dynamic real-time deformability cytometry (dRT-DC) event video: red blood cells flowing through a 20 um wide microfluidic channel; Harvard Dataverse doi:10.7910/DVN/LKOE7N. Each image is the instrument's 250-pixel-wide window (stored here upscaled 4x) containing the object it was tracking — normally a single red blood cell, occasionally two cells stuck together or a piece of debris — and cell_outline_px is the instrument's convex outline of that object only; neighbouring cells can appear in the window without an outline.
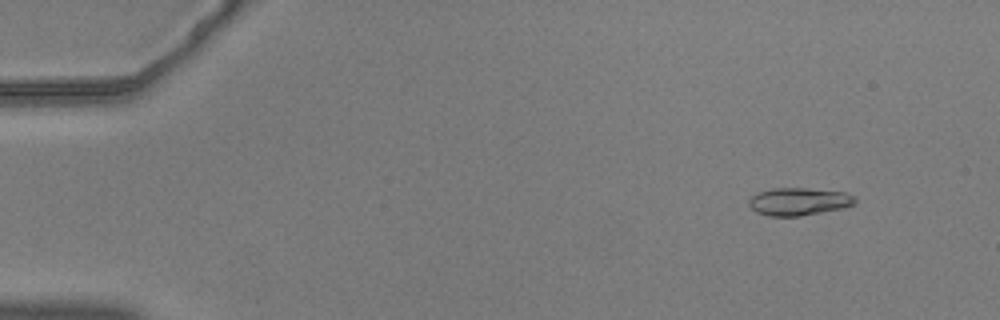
{"species": "common noctule bat (a hibernating species)", "species_latin": "Nyctalus noctula", "temperature_condition": "warm", "stored_images_in_passage": 19, "camera_frame_rate_fps": 3000, "um_per_image_px": 0.085, "animal": {"sex": "male", "body_mass_g": 20.5, "forearm_length_mm": 52.5}, "frame": {"image": 1, "passage_image": 6, "time_ms": 1.667, "image_size_px": [1000, 320], "cell_outline_px": [[856, 204], [844, 208], [800, 216], [768, 216], [756, 212], [748, 204], [748, 200], [756, 192], [772, 188], [808, 188], [844, 192], [856, 196]], "centroid_in_image_um": [67.9, 17.13], "position_along_channel_um": 17.1, "area_um2": 17.34}}
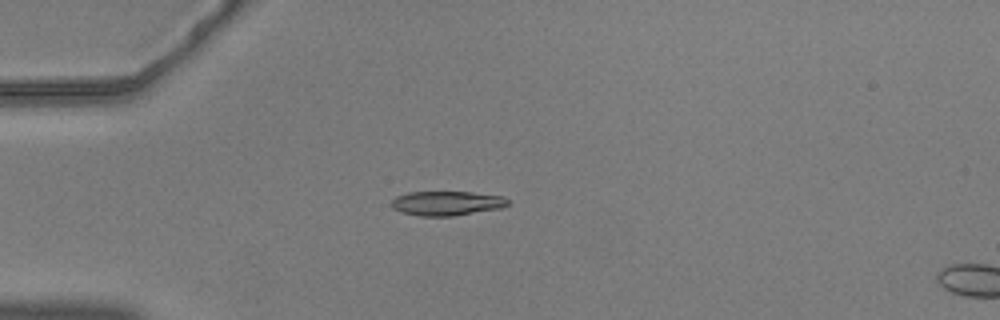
{"frame": {"image": 2, "passage_image": 16, "time_ms": 5.0, "image_size_px": [1000, 320], "cell_outline_px": [[508, 204], [500, 208], [452, 216], [420, 216], [400, 212], [392, 208], [392, 200], [396, 196], [408, 192], [472, 192], [504, 196], [508, 200]], "centroid_in_image_um": [37.95, 17.27], "position_along_channel_um": 47.1, "area_um2": 16.53}}